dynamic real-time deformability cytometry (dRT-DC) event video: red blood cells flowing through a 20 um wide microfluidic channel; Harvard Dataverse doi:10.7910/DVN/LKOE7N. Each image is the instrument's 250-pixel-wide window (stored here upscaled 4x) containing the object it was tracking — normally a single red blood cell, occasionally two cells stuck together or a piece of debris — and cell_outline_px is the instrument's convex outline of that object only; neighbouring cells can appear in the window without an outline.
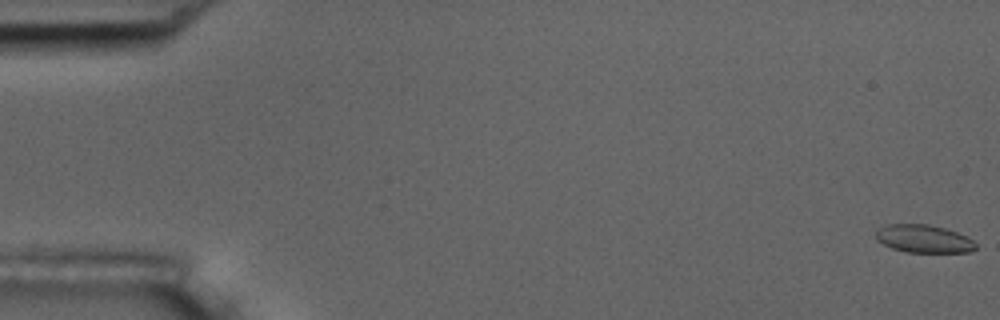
{"species": "common noctule bat (a hibernating species)", "species_latin": "Nyctalus noctula", "temperature_condition": "room temperature", "stored_images_in_passage": 4, "camera_frame_rate_fps": 3000, "um_per_image_px": 0.085, "animal": {"sex": "male", "body_mass_g": 17.5, "forearm_length_mm": 52.3}, "frame": {"image": 1, "passage_image": 1, "time_ms": 0.0, "image_size_px": [1000, 320], "cell_outline_px": [[976, 248], [972, 252], [904, 252], [892, 248], [884, 244], [876, 236], [876, 232], [880, 228], [888, 224], [928, 224], [944, 228], [968, 236], [976, 244]], "centroid_in_image_um": [78.56, 20.3], "position_along_channel_um": 6.4, "area_um2": 16.13}}